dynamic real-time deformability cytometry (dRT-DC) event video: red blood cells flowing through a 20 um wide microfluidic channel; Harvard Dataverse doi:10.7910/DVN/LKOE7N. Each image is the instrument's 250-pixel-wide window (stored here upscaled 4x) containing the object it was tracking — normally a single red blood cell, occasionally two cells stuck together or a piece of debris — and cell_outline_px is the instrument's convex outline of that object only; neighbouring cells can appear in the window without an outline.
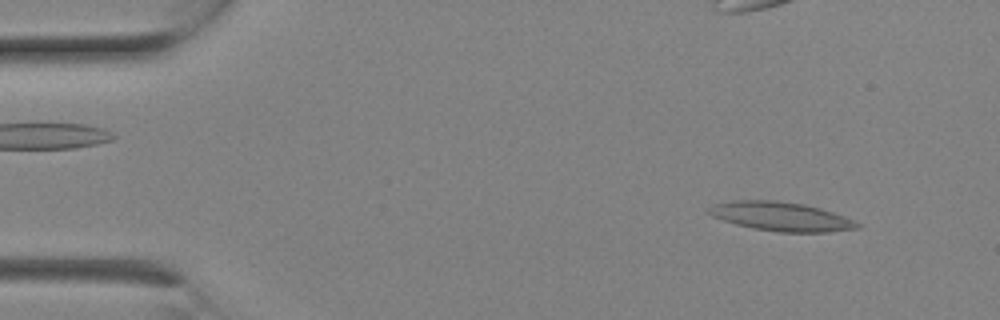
{"species": "Egyptian fruit bat (a non-hibernating species)", "species_latin": "Rousettus aegyptiacus", "temperature_condition": "room temperature", "stored_images_in_passage": 21, "camera_frame_rate_fps": 3000, "um_per_image_px": 0.085, "animal": {"sex": "female"}, "frame": {"image": 1, "passage_image": 1, "time_ms": 0.0, "image_size_px": [1000, 320], "cell_outline_px": [[860, 228], [828, 232], [780, 232], [752, 228], [736, 224], [712, 216], [704, 212], [704, 208], [712, 204], [732, 200], [776, 200], [804, 204], [820, 208], [844, 216], [860, 224]], "centroid_in_image_um": [66.31, 18.39], "position_along_channel_um": 18.7, "area_um2": 25.26}}
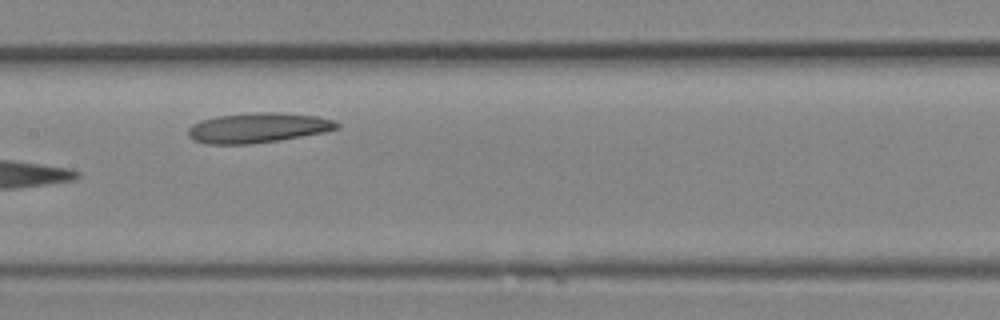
{"frame": {"image": 2, "passage_image": 10, "time_ms": 3.0, "image_size_px": [1000, 320], "cell_outline_px": [[340, 128], [324, 132], [280, 140], [252, 144], [208, 144], [192, 140], [188, 136], [188, 128], [192, 124], [200, 120], [216, 116], [256, 112], [276, 112], [316, 116], [332, 120], [340, 124]], "centroid_in_image_um": [21.89, 10.86], "position_along_channel_um": 185.5, "area_um2": 26.07}}